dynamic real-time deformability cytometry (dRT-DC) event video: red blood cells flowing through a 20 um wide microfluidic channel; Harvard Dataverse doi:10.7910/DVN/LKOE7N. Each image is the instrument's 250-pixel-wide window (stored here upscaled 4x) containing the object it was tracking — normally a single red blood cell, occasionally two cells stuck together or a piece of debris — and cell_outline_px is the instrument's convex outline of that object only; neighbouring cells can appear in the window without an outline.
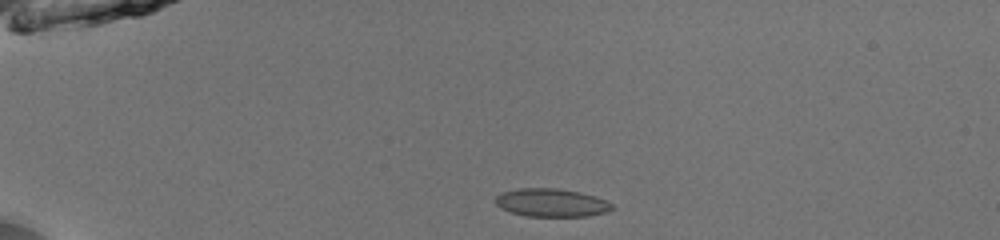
{"species": "common noctule bat (a hibernating species)", "species_latin": "Nyctalus noctula", "temperature_condition": "room temperature", "stored_images_in_passage": 39, "camera_frame_rate_fps": 3000, "um_per_image_px": 0.085, "animal": {"sex": "male", "body_mass_g": 13.0, "forearm_length_mm": 53.1}, "frame": {"image": 1, "passage_image": 1, "time_ms": 0.0, "image_size_px": [1000, 240], "cell_outline_px": [[616, 208], [608, 212], [588, 216], [528, 216], [512, 212], [500, 208], [492, 200], [496, 196], [504, 192], [516, 188], [556, 188], [580, 192], [596, 196], [612, 204]], "centroid_in_image_um": [46.88, 17.22], "position_along_channel_um": 38.1, "area_um2": 19.25}}
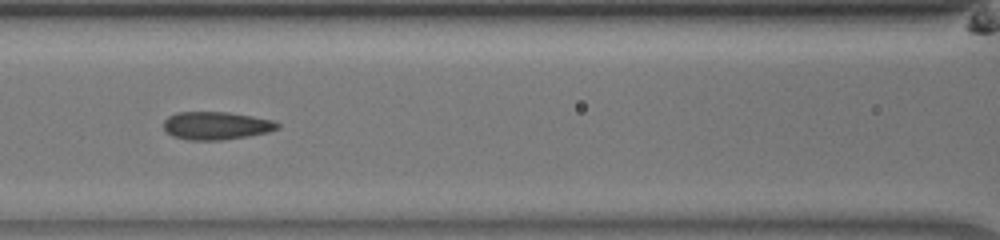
{"frame": {"image": 2, "passage_image": 13, "time_ms": 4.0, "image_size_px": [1000, 240], "cell_outline_px": [[280, 128], [268, 132], [248, 136], [220, 140], [188, 140], [172, 136], [164, 128], [164, 120], [168, 116], [176, 112], [228, 112], [252, 116], [272, 120], [280, 124]], "centroid_in_image_um": [18.38, 10.68], "position_along_channel_um": 148.2, "area_um2": 18.55}}
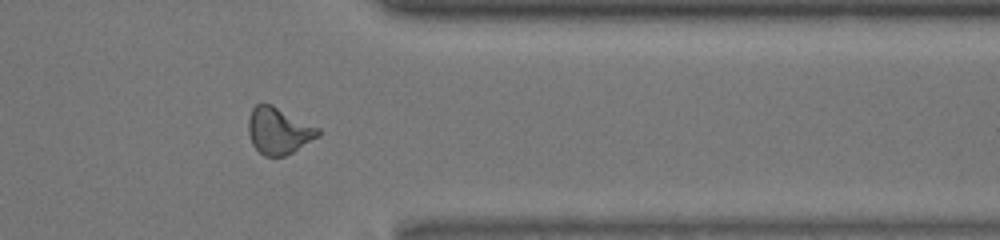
{"frame": {"image": 3, "passage_image": 31, "time_ms": 10.0, "image_size_px": [1000, 240], "cell_outline_px": [[320, 136], [292, 152], [284, 156], [264, 156], [252, 144], [248, 132], [248, 116], [252, 108], [256, 104], [272, 104], [320, 128]], "centroid_in_image_um": [23.68, 11.1], "position_along_channel_um": 387.7, "area_um2": 19.02}, "authors_computed_cell_mechanics": {"area_um2": 18.6116, "velocity_mm_per_s": 4.0479, "shape_relaxation_time_tau1_ms": null, "shape_relaxation_time_tau2_ms": 1.3254, "deformation_change_tau1": null, "deformation_change_tau2": 0.0711}}